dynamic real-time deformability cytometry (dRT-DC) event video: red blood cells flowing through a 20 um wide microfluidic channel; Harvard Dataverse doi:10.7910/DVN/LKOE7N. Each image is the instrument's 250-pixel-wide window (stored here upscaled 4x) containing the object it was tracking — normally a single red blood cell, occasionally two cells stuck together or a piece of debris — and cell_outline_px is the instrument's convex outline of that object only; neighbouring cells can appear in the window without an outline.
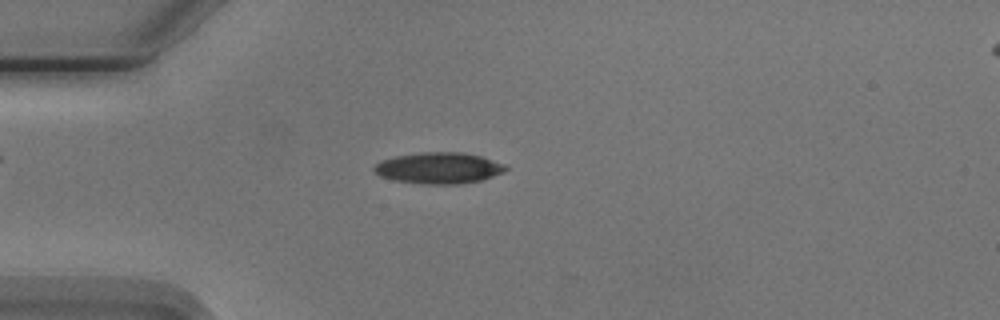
{"species": "Egyptian fruit bat (a non-hibernating species)", "species_latin": "Rousettus aegyptiacus", "temperature_condition": "cold", "stored_images_in_passage": 8, "camera_frame_rate_fps": 3000, "um_per_image_px": 0.085, "animal": {"sex": "male"}, "frame": {"image": 1, "passage_image": 5, "time_ms": 4.667, "image_size_px": [1000, 320], "cell_outline_px": [[508, 168], [504, 172], [480, 180], [460, 184], [424, 184], [396, 180], [380, 176], [372, 168], [376, 164], [384, 160], [396, 156], [420, 152], [464, 152], [480, 156], [504, 164]], "centroid_in_image_um": [37.31, 14.28], "position_along_channel_um": 47.7, "area_um2": 23.7}}
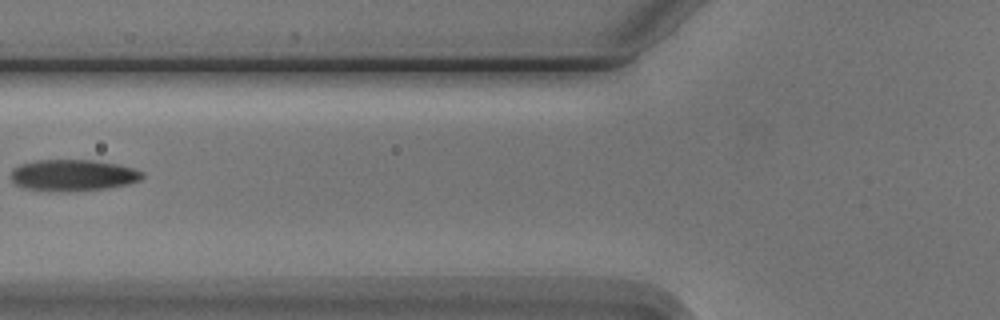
{"frame": {"image": 2, "passage_image": 7, "time_ms": 7.0, "image_size_px": [1000, 320], "cell_outline_px": [[144, 176], [140, 180], [128, 184], [108, 188], [68, 192], [48, 192], [24, 188], [16, 184], [12, 180], [12, 168], [20, 164], [36, 160], [92, 160], [116, 164], [132, 168], [144, 172]], "centroid_in_image_um": [6.19, 14.91], "position_along_channel_um": 119.6, "area_um2": 24.33}}
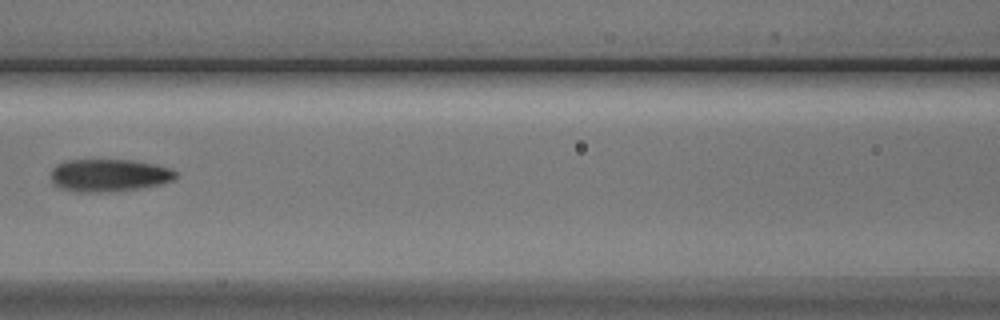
{"frame": {"image": 3, "passage_image": 8, "time_ms": 8.0, "image_size_px": [1000, 320], "cell_outline_px": [[176, 176], [172, 180], [160, 184], [140, 188], [100, 192], [80, 192], [64, 188], [56, 184], [52, 180], [52, 168], [56, 164], [68, 160], [132, 160], [156, 164], [168, 168], [176, 172]], "centroid_in_image_um": [9.28, 14.88], "position_along_channel_um": 157.3, "area_um2": 23.29}}